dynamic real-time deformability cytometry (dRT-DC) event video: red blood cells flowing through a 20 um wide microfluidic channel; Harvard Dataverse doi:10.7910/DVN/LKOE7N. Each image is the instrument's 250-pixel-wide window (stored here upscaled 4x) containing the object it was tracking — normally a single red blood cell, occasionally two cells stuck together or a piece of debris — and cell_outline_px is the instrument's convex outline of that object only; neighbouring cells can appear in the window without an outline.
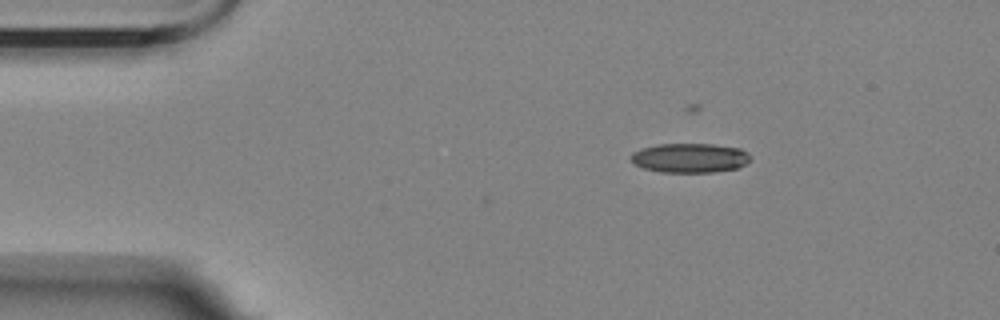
{"species": "Egyptian fruit bat (a non-hibernating species)", "species_latin": "Rousettus aegyptiacus", "temperature_condition": "room temperature", "stored_images_in_passage": 3, "camera_frame_rate_fps": 3000, "um_per_image_px": 0.085, "animal": {"sex": "female"}, "frame": {"image": 1, "passage_image": 1, "time_ms": 0.0, "image_size_px": [1000, 320], "cell_outline_px": [[748, 160], [744, 164], [736, 168], [712, 172], [660, 172], [644, 168], [636, 164], [632, 160], [632, 152], [640, 148], [660, 144], [712, 144], [740, 148], [748, 152]], "centroid_in_image_um": [58.62, 13.41], "position_along_channel_um": 26.4, "area_um2": 20.23}}